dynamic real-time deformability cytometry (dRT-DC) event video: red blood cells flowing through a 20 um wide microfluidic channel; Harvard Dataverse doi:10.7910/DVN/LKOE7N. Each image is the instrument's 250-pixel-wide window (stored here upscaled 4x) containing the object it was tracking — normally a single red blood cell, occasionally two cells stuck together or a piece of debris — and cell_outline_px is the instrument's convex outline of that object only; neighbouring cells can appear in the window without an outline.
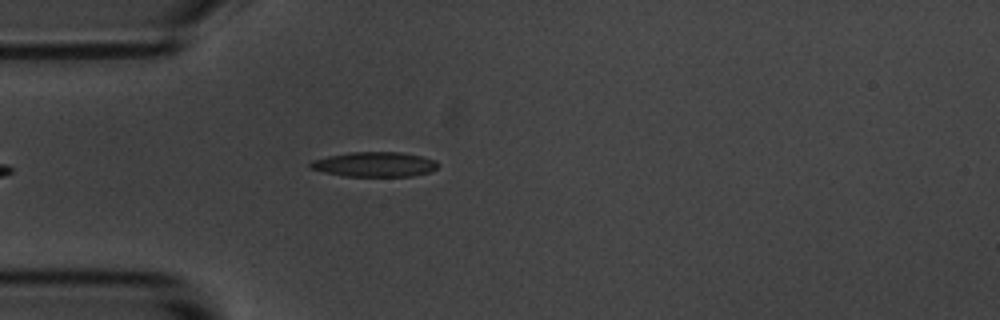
{"species": "common noctule bat (a hibernating species)", "species_latin": "Nyctalus noctula", "temperature_condition": "room temperature", "stored_images_in_passage": 6, "camera_frame_rate_fps": 3000, "um_per_image_px": 0.085, "animal": {"sex": "male", "body_mass_g": 20.1, "forearm_length_mm": 53.5}, "frame": {"image": 1, "passage_image": 6, "time_ms": 5.667, "image_size_px": [1000, 320], "cell_outline_px": [[440, 164], [432, 172], [412, 176], [344, 176], [324, 172], [308, 168], [308, 164], [312, 160], [328, 156], [348, 152], [400, 152], [420, 156], [436, 160]], "centroid_in_image_um": [31.83, 13.97], "position_along_channel_um": 53.2, "area_um2": 18.61}}